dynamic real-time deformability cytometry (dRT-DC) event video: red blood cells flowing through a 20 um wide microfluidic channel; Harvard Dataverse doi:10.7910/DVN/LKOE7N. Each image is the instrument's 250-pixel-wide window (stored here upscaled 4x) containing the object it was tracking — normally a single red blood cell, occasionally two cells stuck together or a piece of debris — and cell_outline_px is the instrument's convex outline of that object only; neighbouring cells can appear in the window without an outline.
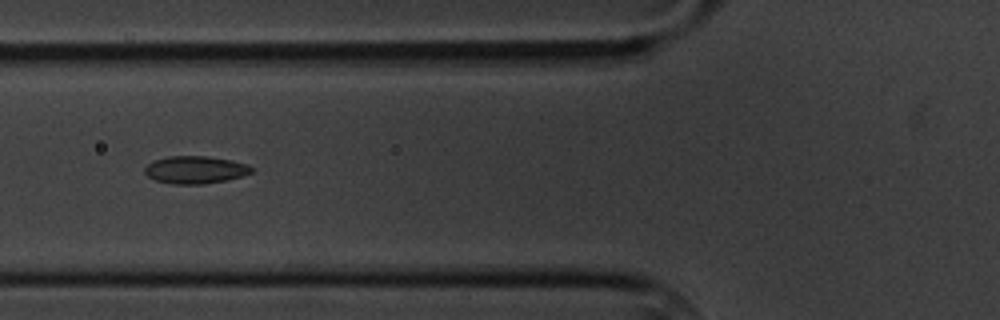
{"species": "common noctule bat (a hibernating species)", "species_latin": "Nyctalus noctula", "temperature_condition": "cold", "stored_images_in_passage": 3, "camera_frame_rate_fps": 3000, "um_per_image_px": 0.085, "animal": {"sex": "male", "body_mass_g": 20.1, "forearm_length_mm": 53.5}, "frame": {"image": 1, "passage_image": 2, "time_ms": 1.0, "image_size_px": [1000, 320], "cell_outline_px": [[252, 172], [240, 176], [224, 180], [204, 184], [172, 184], [156, 180], [148, 176], [144, 172], [144, 168], [152, 160], [168, 156], [208, 156], [232, 160], [248, 164], [252, 168]], "centroid_in_image_um": [16.57, 14.42], "position_along_channel_um": 109.2, "area_um2": 17.11}}
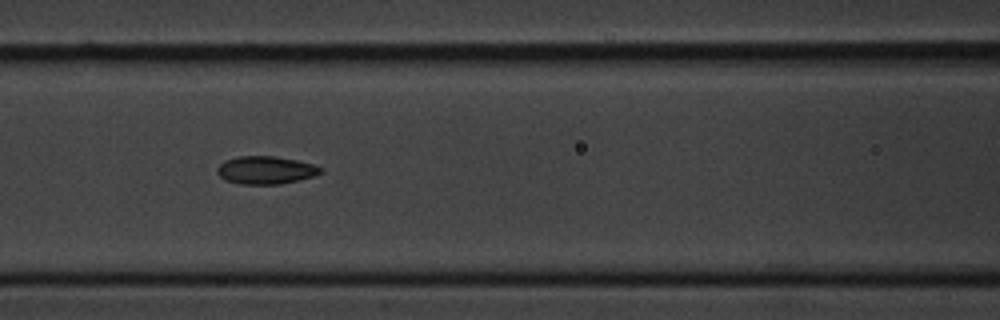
{"frame": {"image": 2, "passage_image": 3, "time_ms": 2.0, "image_size_px": [1000, 320], "cell_outline_px": [[324, 172], [312, 176], [280, 184], [240, 184], [224, 180], [216, 172], [216, 168], [224, 160], [240, 156], [272, 156], [296, 160], [312, 164], [324, 168]], "centroid_in_image_um": [22.56, 14.46], "position_along_channel_um": 144.0, "area_um2": 16.76}}